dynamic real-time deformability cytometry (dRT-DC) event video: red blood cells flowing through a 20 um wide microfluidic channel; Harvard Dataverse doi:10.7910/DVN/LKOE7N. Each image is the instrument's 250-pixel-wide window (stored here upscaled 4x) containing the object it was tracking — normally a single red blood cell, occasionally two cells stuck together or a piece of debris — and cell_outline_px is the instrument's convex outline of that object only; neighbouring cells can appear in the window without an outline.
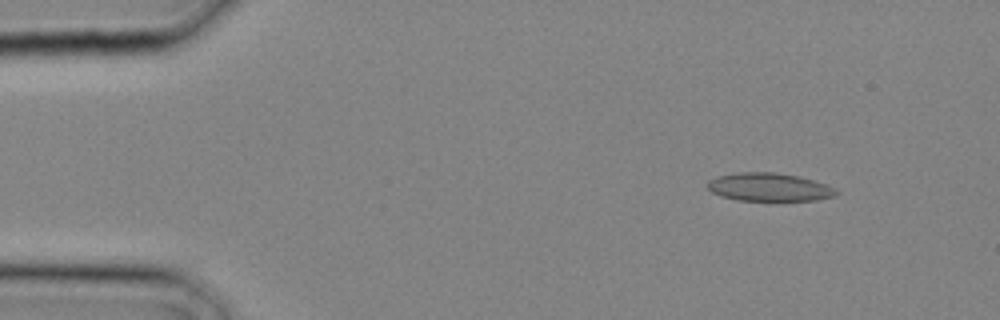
{"species": "common noctule bat (a hibernating species)", "species_latin": "Nyctalus noctula", "temperature_condition": "cold", "stored_images_in_passage": 2, "camera_frame_rate_fps": 3000, "um_per_image_px": 0.085, "animal": {"sex": "male", "body_mass_g": 20.4}, "frame": {"image": 1, "passage_image": 1, "time_ms": 0.0, "image_size_px": [1000, 320], "cell_outline_px": [[840, 192], [836, 196], [816, 200], [736, 200], [720, 196], [712, 192], [704, 184], [708, 180], [716, 176], [736, 172], [776, 172], [800, 176], [836, 188]], "centroid_in_image_um": [65.35, 15.89], "position_along_channel_um": 19.7, "area_um2": 21.39}}